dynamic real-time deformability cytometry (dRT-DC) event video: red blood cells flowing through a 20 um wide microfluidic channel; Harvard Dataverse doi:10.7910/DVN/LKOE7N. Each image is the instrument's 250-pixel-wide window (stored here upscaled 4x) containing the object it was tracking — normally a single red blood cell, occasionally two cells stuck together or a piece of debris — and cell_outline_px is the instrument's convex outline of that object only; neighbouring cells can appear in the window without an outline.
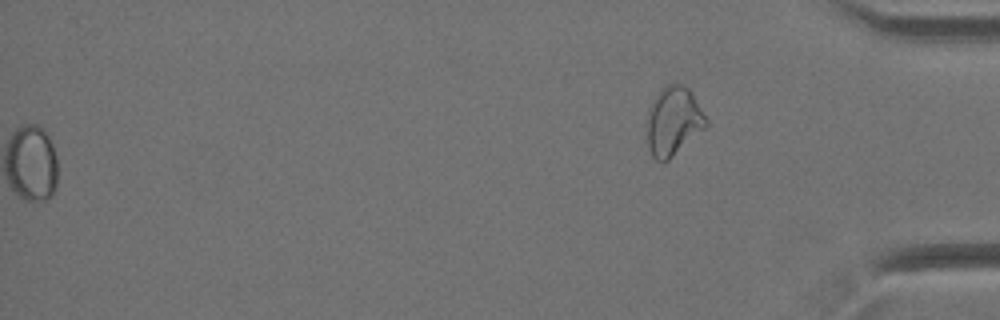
{"species": "Egyptian fruit bat (a non-hibernating species)", "species_latin": "Rousettus aegyptiacus", "temperature_condition": "cold", "stored_images_in_passage": 15, "segment_of_instrument_passage": [2, 2], "camera_frame_rate_fps": 3000, "um_per_image_px": 0.085, "animal": {"sex": "female"}, "frame": {"image": 1, "passage_image": 15, "time_ms": 4.667, "image_size_px": [1000, 320], "cell_outline_px": [[708, 124], [704, 128], [668, 160], [656, 160], [652, 156], [648, 144], [648, 108], [660, 88], [668, 84], [684, 84], [692, 92], [708, 120]], "centroid_in_image_um": [57.24, 10.25], "position_along_channel_um": 378.0, "area_um2": 23.35}}